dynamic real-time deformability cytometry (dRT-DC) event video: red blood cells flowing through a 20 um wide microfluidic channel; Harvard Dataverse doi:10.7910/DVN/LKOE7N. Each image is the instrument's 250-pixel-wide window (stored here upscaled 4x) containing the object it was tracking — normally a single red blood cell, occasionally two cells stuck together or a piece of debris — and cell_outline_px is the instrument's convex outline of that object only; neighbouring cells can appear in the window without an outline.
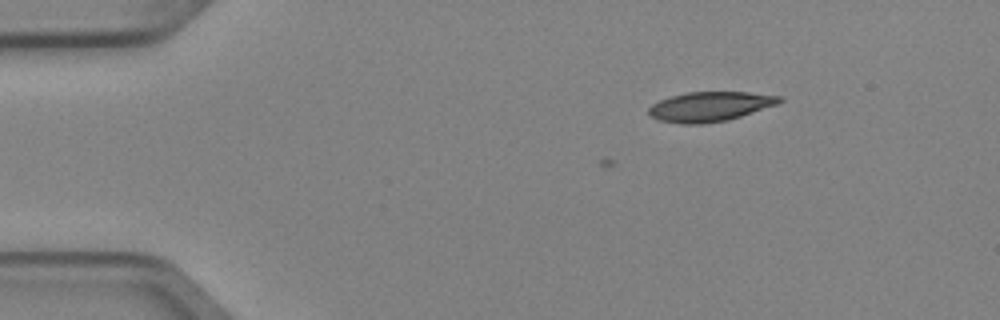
{"species": "Egyptian fruit bat (a non-hibernating species)", "species_latin": "Rousettus aegyptiacus", "temperature_condition": "cold", "stored_images_in_passage": 7, "camera_frame_rate_fps": 3000, "um_per_image_px": 0.085, "animal": {"sex": "female"}, "frame": {"image": 1, "passage_image": 4, "time_ms": 1.0, "image_size_px": [1000, 320], "cell_outline_px": [[784, 100], [776, 104], [728, 120], [700, 124], [680, 124], [656, 120], [648, 112], [648, 108], [652, 104], [660, 100], [672, 96], [688, 92], [748, 92], [784, 96]], "centroid_in_image_um": [60.34, 9.06], "position_along_channel_um": 24.7, "area_um2": 22.54}}